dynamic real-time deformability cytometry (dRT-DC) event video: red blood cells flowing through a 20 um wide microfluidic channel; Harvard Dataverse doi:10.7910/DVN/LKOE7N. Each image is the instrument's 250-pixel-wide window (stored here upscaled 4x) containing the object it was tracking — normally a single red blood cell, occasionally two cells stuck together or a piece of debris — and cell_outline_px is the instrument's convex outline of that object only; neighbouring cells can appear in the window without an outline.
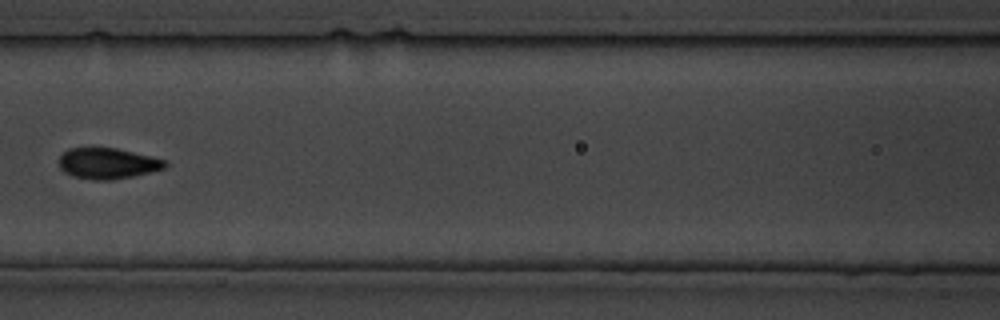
{"species": "common noctule bat (a hibernating species)", "species_latin": "Nyctalus noctula", "temperature_condition": "cold", "stored_images_in_passage": 33, "camera_frame_rate_fps": 3000, "um_per_image_px": 0.085, "animal": {"sex": "male", "body_mass_g": 19.5, "forearm_length_mm": 54.6}, "frame": {"image": 1, "passage_image": 15, "time_ms": 16.667, "image_size_px": [1000, 320], "cell_outline_px": [[168, 164], [164, 168], [132, 176], [112, 180], [92, 180], [72, 176], [64, 172], [60, 168], [56, 160], [68, 148], [116, 148], [164, 160]], "centroid_in_image_um": [9.06, 13.89], "position_along_channel_um": 157.5, "area_um2": 18.96}}
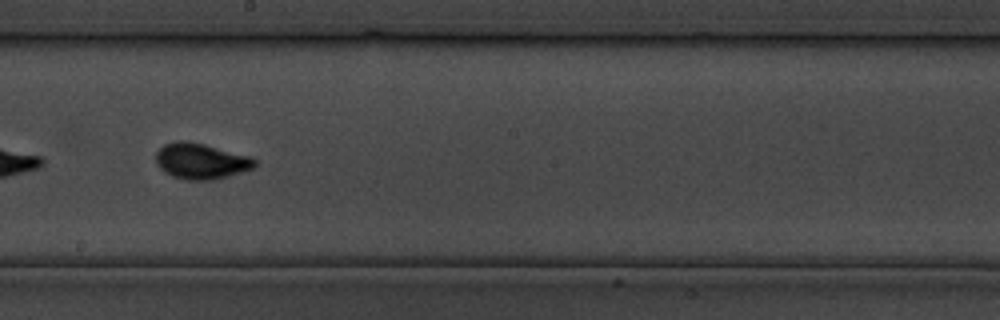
{"frame": {"image": 2, "passage_image": 19, "time_ms": 21.333, "image_size_px": [1000, 320], "cell_outline_px": [[256, 164], [252, 168], [240, 172], [212, 180], [188, 180], [172, 176], [164, 172], [160, 168], [156, 160], [156, 152], [164, 144], [176, 140], [184, 140], [204, 144], [248, 156], [256, 160]], "centroid_in_image_um": [17.03, 13.69], "position_along_channel_um": 231.2, "area_um2": 20.35}}
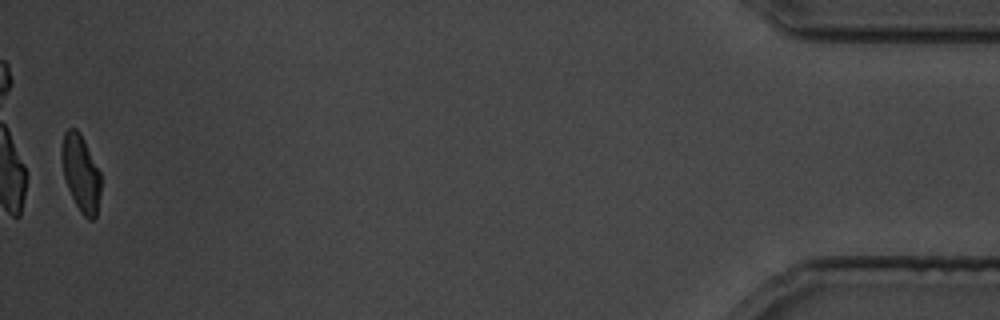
{"frame": {"image": 3, "passage_image": 33, "time_ms": 39.0, "image_size_px": [1000, 320], "cell_outline_px": [[100, 192], [96, 216], [92, 220], [88, 220], [80, 212], [68, 188], [64, 176], [60, 156], [60, 148], [64, 132], [68, 128], [76, 128], [80, 132], [100, 172]], "centroid_in_image_um": [6.84, 14.69], "position_along_channel_um": 428.4, "area_um2": 17.51}}